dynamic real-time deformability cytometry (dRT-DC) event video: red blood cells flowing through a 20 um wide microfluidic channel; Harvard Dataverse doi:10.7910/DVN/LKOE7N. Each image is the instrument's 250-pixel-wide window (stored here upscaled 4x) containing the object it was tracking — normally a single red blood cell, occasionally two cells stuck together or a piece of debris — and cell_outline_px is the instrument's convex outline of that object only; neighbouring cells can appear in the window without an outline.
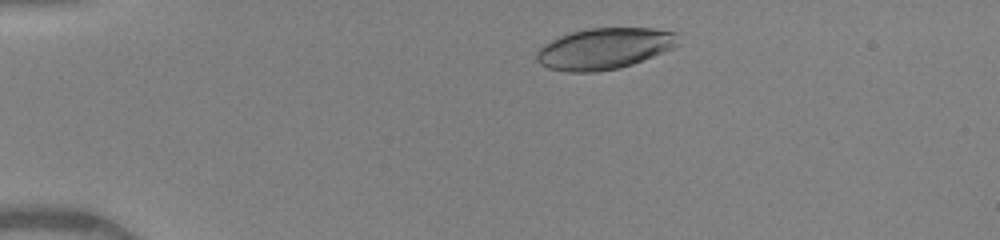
{"species": "human", "species_latin": "Homo sapiens", "temperature_condition": "warm", "stored_images_in_passage": 44, "camera_frame_rate_fps": 3000, "um_per_image_px": 0.085, "donor": {"sex": "female"}, "frame": {"image": 1, "passage_image": 5, "time_ms": 1.333, "image_size_px": [1000, 240], "cell_outline_px": [[680, 44], [672, 48], [632, 64], [620, 68], [596, 72], [568, 72], [548, 68], [540, 64], [536, 60], [536, 52], [544, 44], [560, 36], [572, 32], [588, 28], [656, 28], [676, 32]], "centroid_in_image_um": [51.37, 4.13], "position_along_channel_um": 33.6, "area_um2": 33.99}}
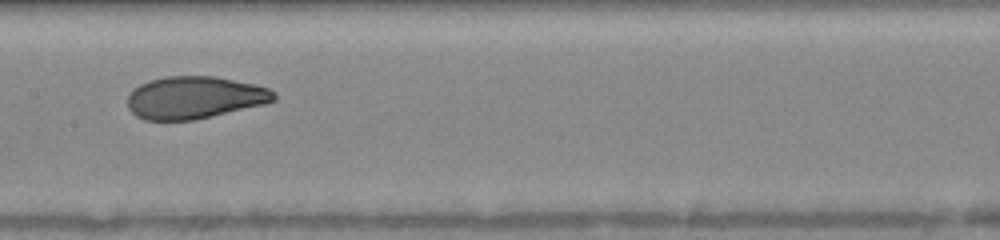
{"frame": {"image": 2, "passage_image": 21, "time_ms": 6.667, "image_size_px": [1000, 240], "cell_outline_px": [[276, 100], [264, 104], [196, 120], [144, 120], [136, 116], [128, 108], [128, 96], [132, 88], [148, 80], [164, 76], [216, 76], [252, 84], [268, 88], [276, 92]], "centroid_in_image_um": [16.51, 8.29], "position_along_channel_um": 190.9, "area_um2": 36.36}}
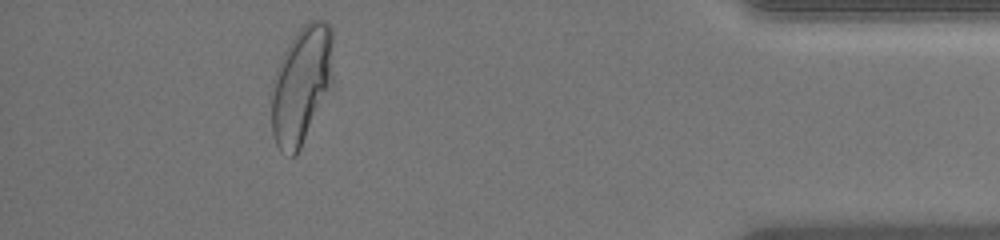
{"frame": {"image": 3, "passage_image": 40, "time_ms": 13.0, "image_size_px": [1000, 240], "cell_outline_px": [[332, 84], [296, 156], [292, 156], [280, 152], [276, 144], [272, 132], [272, 80], [276, 68], [288, 44], [296, 32], [304, 24], [312, 20], [324, 20], [332, 28]], "centroid_in_image_um": [25.61, 7.2], "position_along_channel_um": 409.6, "area_um2": 42.14}, "authors_computed_cell_mechanics": {"area_um2": 36.5585, "velocity_mm_per_s": 4.1125, "shape_relaxation_time_tau1_ms": 4.8421, "shape_relaxation_time_tau2_ms": 0.9889, "deformation_change_tau1": 0.198, "deformation_change_tau2": 0.0706}}